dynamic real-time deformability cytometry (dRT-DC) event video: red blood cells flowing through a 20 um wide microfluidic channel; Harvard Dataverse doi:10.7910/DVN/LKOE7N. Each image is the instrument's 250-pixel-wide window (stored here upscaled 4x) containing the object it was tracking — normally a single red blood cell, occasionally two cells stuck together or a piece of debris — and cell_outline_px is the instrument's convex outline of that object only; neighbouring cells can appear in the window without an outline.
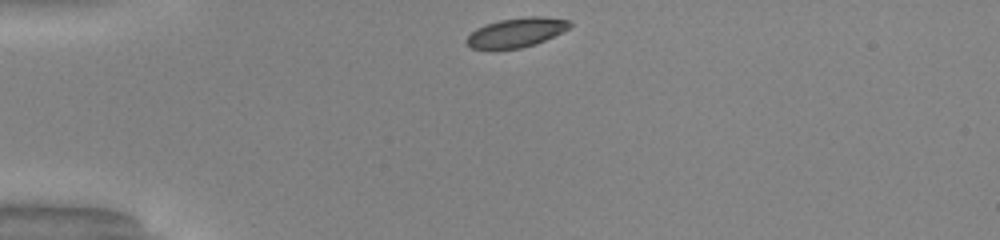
{"species": "common noctule bat (a hibernating species)", "species_latin": "Nyctalus noctula", "temperature_condition": "warm", "stored_images_in_passage": 31, "camera_frame_rate_fps": 3000, "um_per_image_px": 0.085, "animal": {"sex": "male", "body_mass_g": 20.0, "forearm_length_mm": 53.3}, "frame": {"image": 1, "passage_image": 1, "time_ms": 0.0, "image_size_px": [1000, 240], "cell_outline_px": [[572, 24], [568, 28], [536, 44], [520, 48], [472, 48], [464, 40], [476, 28], [484, 24], [500, 20], [528, 16], [540, 16], [568, 20]], "centroid_in_image_um": [43.86, 2.74], "position_along_channel_um": 41.1, "area_um2": 17.28}}
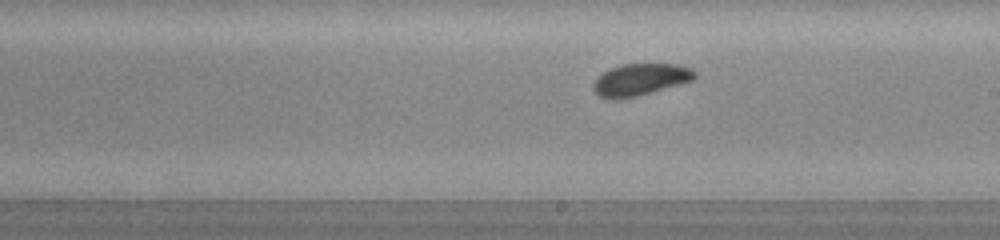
{"frame": {"image": 2, "passage_image": 18, "time_ms": 5.667, "image_size_px": [1000, 240], "cell_outline_px": [[696, 76], [692, 80], [636, 96], [616, 100], [608, 100], [600, 96], [592, 88], [596, 80], [604, 72], [612, 68], [624, 64], [680, 64], [692, 68], [696, 72]], "centroid_in_image_um": [54.43, 6.76], "position_along_channel_um": 234.6, "area_um2": 18.55}}
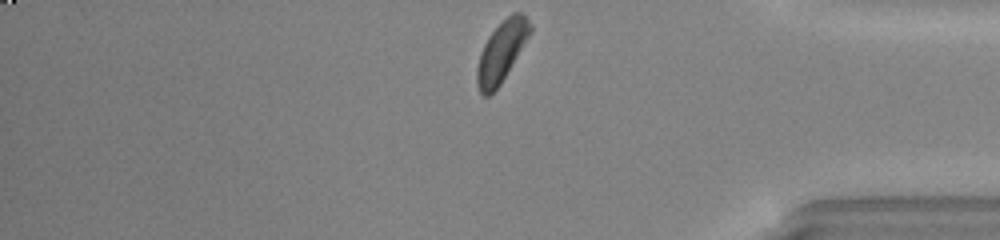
{"frame": {"image": 3, "passage_image": 31, "time_ms": 10.0, "image_size_px": [1000, 240], "cell_outline_px": [[532, 32], [500, 84], [488, 96], [484, 96], [480, 92], [476, 84], [476, 68], [480, 52], [488, 36], [512, 12], [520, 12], [532, 24]], "centroid_in_image_um": [42.62, 4.39], "position_along_channel_um": 392.6, "area_um2": 18.55}, "authors_computed_cell_mechanics": {"area_um2": 18.8428, "velocity_mm_per_s": 4.0837, "shape_relaxation_time_tau1_ms": 2.1657, "shape_relaxation_time_tau2_ms": 2.2163, "deformation_change_tau1": 0.0793, "deformation_change_tau2": 0.0546}}